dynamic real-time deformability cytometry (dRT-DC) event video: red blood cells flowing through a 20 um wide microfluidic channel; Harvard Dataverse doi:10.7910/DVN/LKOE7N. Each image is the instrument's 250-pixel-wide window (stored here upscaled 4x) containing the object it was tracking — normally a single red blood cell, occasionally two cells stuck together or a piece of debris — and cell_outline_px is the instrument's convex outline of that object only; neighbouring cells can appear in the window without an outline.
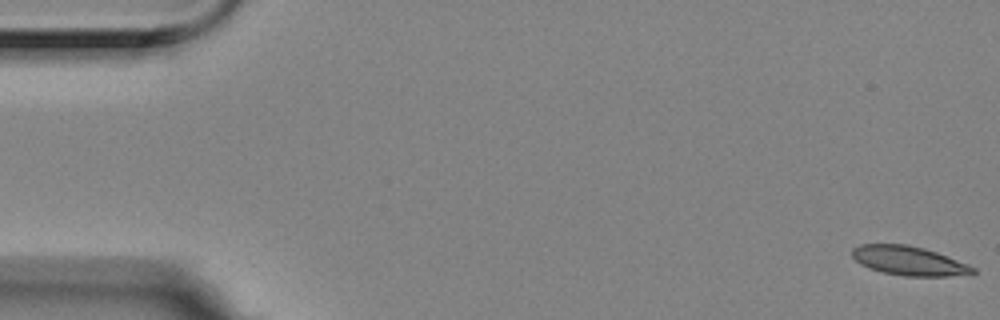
{"species": "Egyptian fruit bat (a non-hibernating species)", "species_latin": "Rousettus aegyptiacus", "temperature_condition": "room temperature", "stored_images_in_passage": 3, "camera_frame_rate_fps": 3000, "um_per_image_px": 0.085, "animal": {"sex": "female"}, "frame": {"image": 1, "passage_image": 1, "time_ms": 0.0, "image_size_px": [1000, 320], "cell_outline_px": [[976, 272], [972, 276], [904, 276], [884, 272], [860, 264], [852, 256], [852, 248], [860, 244], [908, 244], [924, 248], [936, 252], [968, 264], [976, 268]], "centroid_in_image_um": [77.32, 22.17], "position_along_channel_um": 7.7, "area_um2": 20.63}}